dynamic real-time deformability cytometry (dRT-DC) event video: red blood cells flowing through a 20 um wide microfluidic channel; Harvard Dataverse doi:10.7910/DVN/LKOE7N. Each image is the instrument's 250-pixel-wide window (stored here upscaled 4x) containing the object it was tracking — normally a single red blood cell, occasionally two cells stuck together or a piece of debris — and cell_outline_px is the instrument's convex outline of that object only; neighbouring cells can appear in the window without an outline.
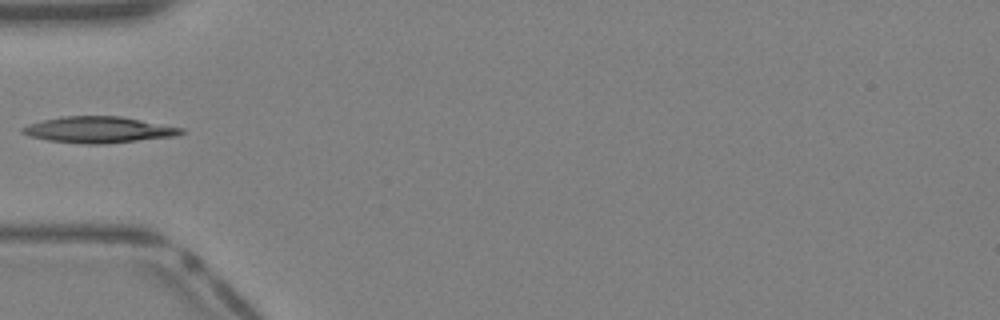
{"species": "Egyptian fruit bat (a non-hibernating species)", "species_latin": "Rousettus aegyptiacus", "temperature_condition": "warm", "stored_images_in_passage": 27, "camera_frame_rate_fps": 3000, "um_per_image_px": 0.085, "animal": {"sex": "female"}, "frame": {"image": 1, "passage_image": 1, "time_ms": 0.0, "image_size_px": [1000, 320], "cell_outline_px": [[184, 132], [176, 136], [104, 144], [84, 144], [48, 140], [28, 136], [20, 132], [20, 128], [28, 124], [60, 116], [120, 116], [184, 128]], "centroid_in_image_um": [8.35, 11.03], "position_along_channel_um": 76.6, "area_um2": 24.28}}
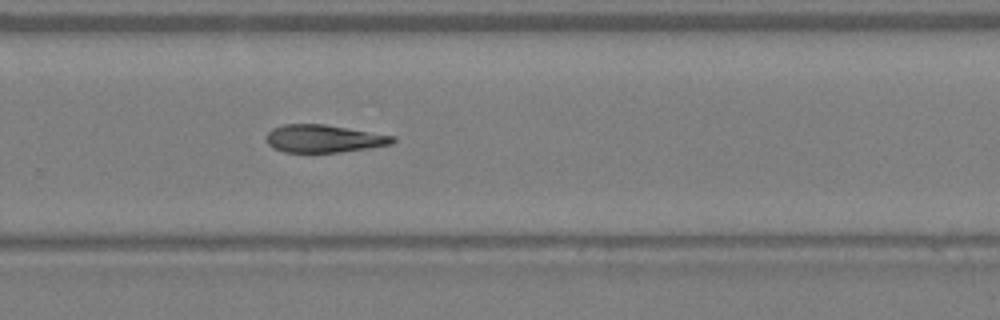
{"frame": {"image": 2, "passage_image": 14, "time_ms": 4.333, "image_size_px": [1000, 320], "cell_outline_px": [[396, 140], [392, 144], [368, 148], [340, 152], [284, 152], [272, 148], [268, 144], [268, 132], [272, 128], [284, 124], [324, 124], [396, 136]], "centroid_in_image_um": [27.54, 11.78], "position_along_channel_um": 302.3, "area_um2": 20.35}}
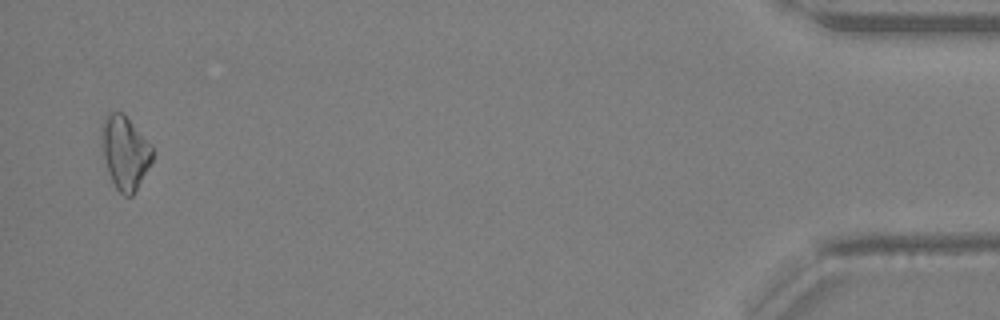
{"frame": {"image": 3, "passage_image": 26, "time_ms": 8.333, "image_size_px": [1000, 320], "cell_outline_px": [[152, 160], [148, 168], [132, 196], [124, 196], [116, 188], [112, 180], [104, 156], [100, 128], [100, 124], [104, 116], [108, 112], [124, 112], [152, 144]], "centroid_in_image_um": [10.62, 12.89], "position_along_channel_um": 424.6, "area_um2": 21.73}}